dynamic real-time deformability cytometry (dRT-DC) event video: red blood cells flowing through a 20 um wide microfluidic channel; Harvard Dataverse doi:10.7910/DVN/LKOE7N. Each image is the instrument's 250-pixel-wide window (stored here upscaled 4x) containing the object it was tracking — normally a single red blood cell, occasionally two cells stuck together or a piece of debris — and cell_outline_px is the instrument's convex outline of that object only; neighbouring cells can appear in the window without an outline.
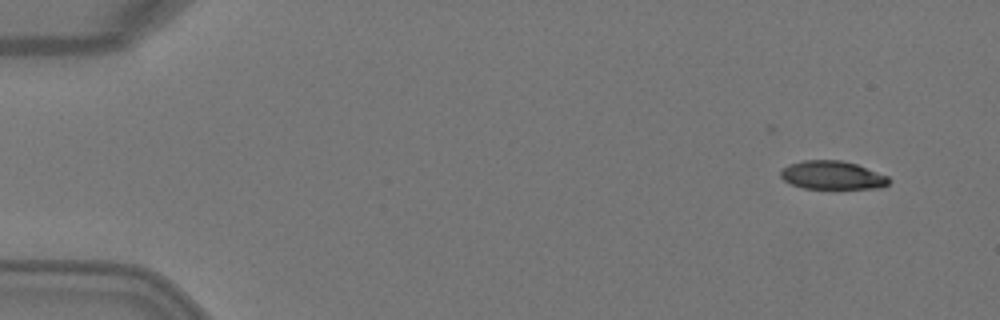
{"species": "Egyptian fruit bat (a non-hibernating species)", "species_latin": "Rousettus aegyptiacus", "temperature_condition": "warm", "stored_images_in_passage": 5, "segment_of_instrument_passage": [2, 2], "camera_frame_rate_fps": 3000, "um_per_image_px": 0.085, "animal": {"sex": "female"}, "frame": {"image": 1, "passage_image": 5, "time_ms": 1.333, "image_size_px": [1000, 320], "cell_outline_px": [[892, 180], [888, 184], [880, 188], [804, 188], [792, 184], [784, 180], [780, 176], [780, 168], [788, 164], [804, 160], [840, 160], [856, 164], [888, 176]], "centroid_in_image_um": [70.73, 14.88], "position_along_channel_um": 14.3, "area_um2": 17.92}}